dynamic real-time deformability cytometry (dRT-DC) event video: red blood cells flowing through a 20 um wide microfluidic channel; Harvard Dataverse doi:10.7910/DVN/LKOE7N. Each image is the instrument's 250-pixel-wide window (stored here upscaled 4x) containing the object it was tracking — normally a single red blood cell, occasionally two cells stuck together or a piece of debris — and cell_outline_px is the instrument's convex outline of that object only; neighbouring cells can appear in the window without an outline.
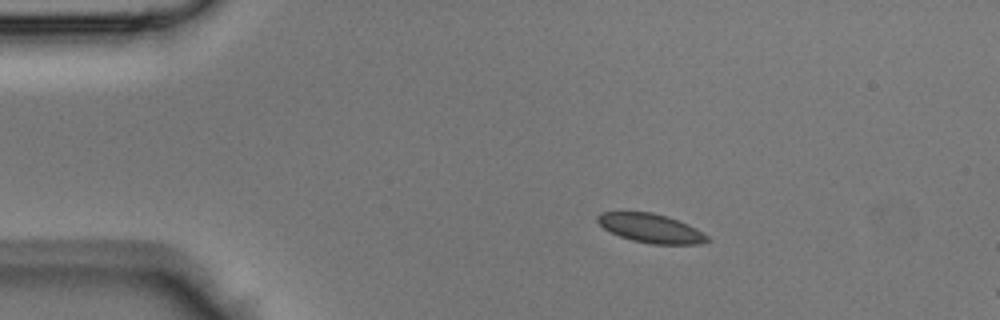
{"species": "Egyptian fruit bat (a non-hibernating species)", "species_latin": "Rousettus aegyptiacus", "temperature_condition": "room temperature", "stored_images_in_passage": 14, "camera_frame_rate_fps": 3000, "um_per_image_px": 0.085, "animal": {"sex": "male"}, "frame": {"image": 1, "passage_image": 8, "time_ms": 2.333, "image_size_px": [1000, 320], "cell_outline_px": [[712, 240], [700, 244], [648, 244], [632, 240], [620, 236], [604, 228], [596, 220], [596, 216], [600, 212], [652, 212], [668, 216], [688, 224], [696, 228], [708, 236]], "centroid_in_image_um": [55.34, 19.4], "position_along_channel_um": 29.7, "area_um2": 18.61}}